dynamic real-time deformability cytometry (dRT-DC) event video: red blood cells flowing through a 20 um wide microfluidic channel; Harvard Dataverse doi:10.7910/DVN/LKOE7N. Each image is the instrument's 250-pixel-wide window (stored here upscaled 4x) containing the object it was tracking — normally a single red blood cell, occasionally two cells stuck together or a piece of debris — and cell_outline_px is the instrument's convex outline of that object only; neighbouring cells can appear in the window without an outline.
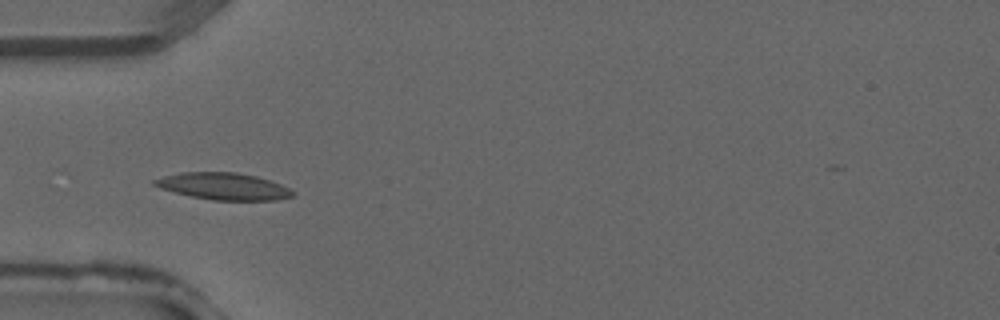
{"species": "common noctule bat (a hibernating species)", "species_latin": "Nyctalus noctula", "temperature_condition": "warm", "stored_images_in_passage": 34, "camera_frame_rate_fps": 3000, "um_per_image_px": 0.085, "animal": {"sex": "male", "forearm_length_mm": 52.5}, "frame": {"image": 1, "passage_image": 8, "time_ms": 2.333, "image_size_px": [1000, 320], "cell_outline_px": [[296, 192], [292, 196], [276, 200], [212, 200], [192, 196], [160, 188], [152, 184], [152, 180], [164, 176], [180, 172], [236, 172], [256, 176], [280, 184]], "centroid_in_image_um": [18.99, 15.83], "position_along_channel_um": 66.0, "area_um2": 21.5}}
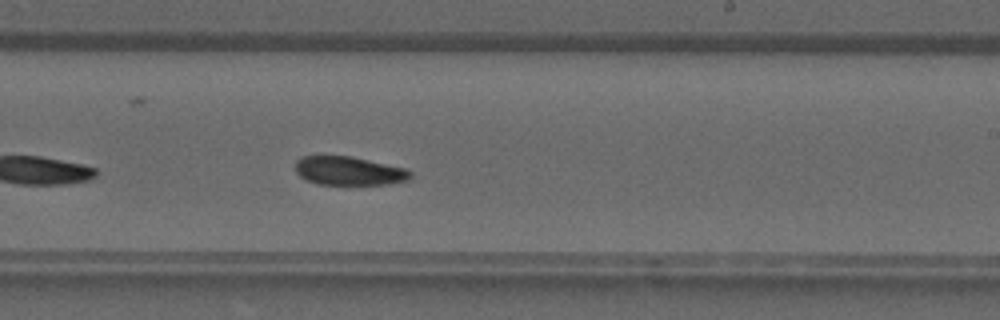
{"frame": {"image": 2, "passage_image": 19, "time_ms": 6.0, "image_size_px": [1000, 320], "cell_outline_px": [[412, 176], [408, 180], [388, 184], [316, 184], [300, 176], [296, 172], [296, 160], [300, 156], [352, 156], [408, 168], [412, 172]], "centroid_in_image_um": [29.7, 14.51], "position_along_channel_um": 259.3, "area_um2": 19.36}}
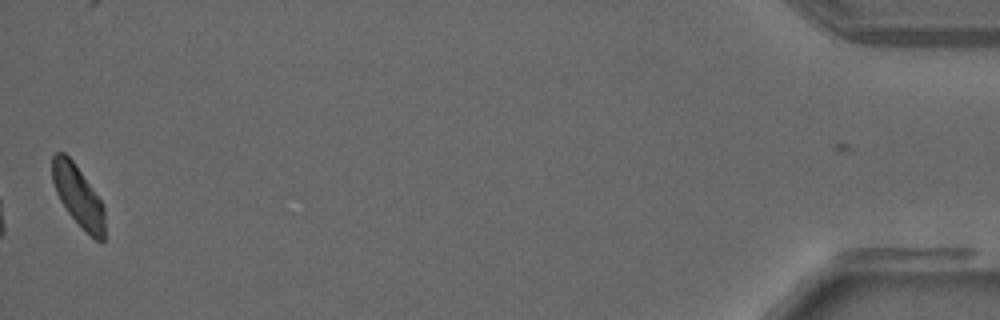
{"frame": {"image": 3, "passage_image": 34, "time_ms": 11.0, "image_size_px": [1000, 320], "cell_outline_px": [[104, 240], [96, 240], [68, 212], [60, 200], [56, 192], [52, 180], [52, 156], [56, 152], [64, 152], [72, 160], [100, 200], [104, 208]], "centroid_in_image_um": [6.61, 16.61], "position_along_channel_um": 428.6, "area_um2": 17.98}}